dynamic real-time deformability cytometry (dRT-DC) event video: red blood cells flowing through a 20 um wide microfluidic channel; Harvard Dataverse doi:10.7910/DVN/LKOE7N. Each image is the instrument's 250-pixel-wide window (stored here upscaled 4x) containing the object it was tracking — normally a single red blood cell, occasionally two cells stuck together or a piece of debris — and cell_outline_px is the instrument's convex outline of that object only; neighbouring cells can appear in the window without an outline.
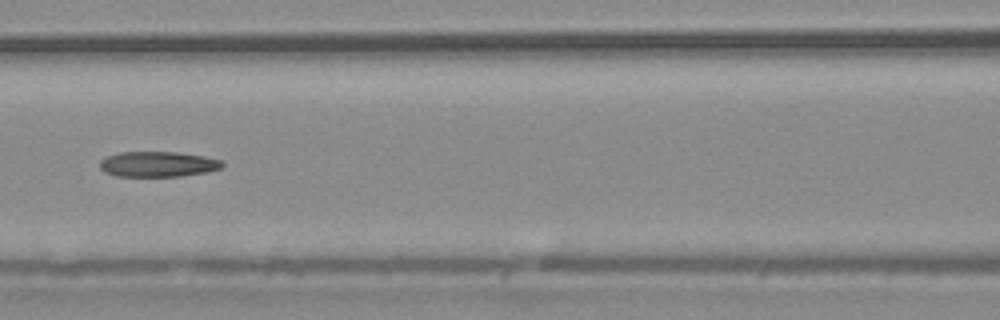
{"species": "common noctule bat (a hibernating species)", "species_latin": "Nyctalus noctula", "temperature_condition": "warm", "stored_images_in_passage": 8, "camera_frame_rate_fps": 3000, "um_per_image_px": 0.085, "animal": {"sex": "male", "body_mass_g": 20.4}, "frame": {"image": 1, "passage_image": 6, "time_ms": 1.667, "image_size_px": [1000, 320], "cell_outline_px": [[224, 164], [220, 168], [208, 172], [180, 176], [116, 176], [104, 172], [100, 168], [100, 160], [108, 156], [120, 152], [176, 152], [204, 156], [220, 160]], "centroid_in_image_um": [13.41, 13.95], "position_along_channel_um": 153.2, "area_um2": 18.03}}
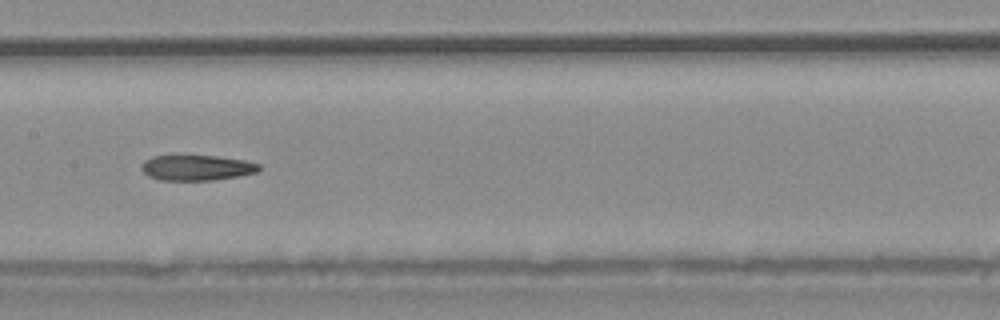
{"frame": {"image": 2, "passage_image": 7, "time_ms": 2.0, "image_size_px": [1000, 320], "cell_outline_px": [[260, 168], [256, 172], [236, 176], [212, 180], [160, 180], [148, 176], [140, 168], [144, 160], [152, 156], [216, 156], [244, 160], [260, 164]], "centroid_in_image_um": [16.68, 14.25], "position_along_channel_um": 190.7, "area_um2": 17.22}}